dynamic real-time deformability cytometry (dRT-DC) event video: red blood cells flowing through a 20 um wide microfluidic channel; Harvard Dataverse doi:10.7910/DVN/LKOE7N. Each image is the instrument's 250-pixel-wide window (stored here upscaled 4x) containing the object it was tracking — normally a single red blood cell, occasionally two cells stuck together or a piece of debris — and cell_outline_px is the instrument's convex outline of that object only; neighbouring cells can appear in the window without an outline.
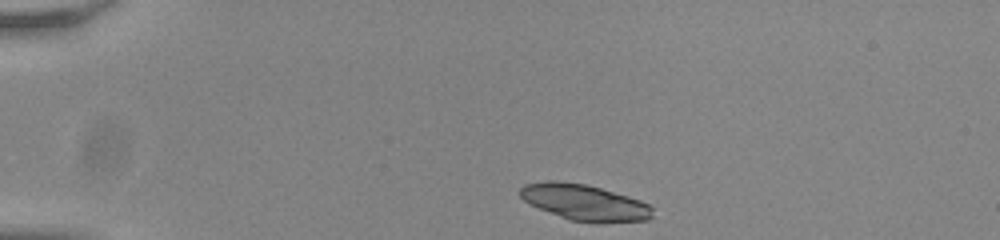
{"species": "common noctule bat (a hibernating species)", "species_latin": "Nyctalus noctula", "temperature_condition": "room temperature", "stored_images_in_passage": 44, "camera_frame_rate_fps": 3000, "um_per_image_px": 0.085, "animal": {"sex": "male", "body_mass_g": 20.0, "forearm_length_mm": 53.3}, "frame": {"image": 1, "passage_image": 1, "time_ms": 0.0, "image_size_px": [1000, 240], "cell_outline_px": [[652, 216], [648, 220], [568, 220], [528, 204], [520, 196], [520, 188], [524, 184], [548, 180], [556, 180], [584, 184], [600, 188], [628, 196], [640, 200], [648, 204], [652, 208]], "centroid_in_image_um": [49.6, 17.16], "position_along_channel_um": 35.4, "area_um2": 26.99}}